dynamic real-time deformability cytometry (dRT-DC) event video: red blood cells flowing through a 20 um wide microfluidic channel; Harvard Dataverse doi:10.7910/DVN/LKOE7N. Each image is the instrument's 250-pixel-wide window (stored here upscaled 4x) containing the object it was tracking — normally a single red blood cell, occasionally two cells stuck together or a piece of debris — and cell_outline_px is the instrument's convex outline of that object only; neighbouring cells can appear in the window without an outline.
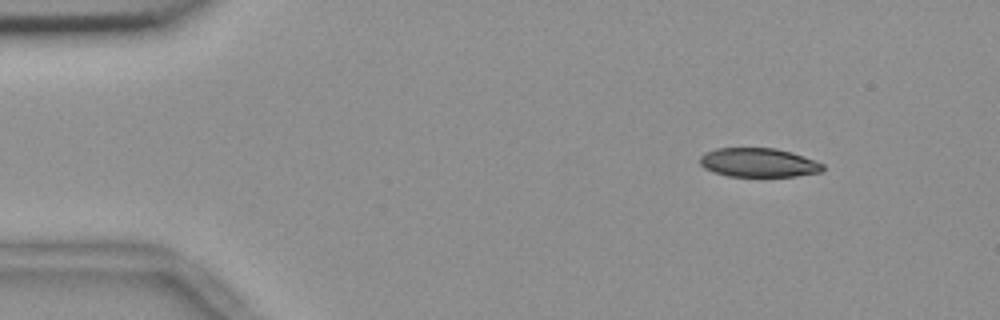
{"species": "common noctule bat (a hibernating species)", "species_latin": "Nyctalus noctula", "temperature_condition": "room temperature", "stored_images_in_passage": 3, "camera_frame_rate_fps": 3000, "um_per_image_px": 0.085, "animal": {"sex": "female", "body_mass_g": 18.4}, "frame": {"image": 1, "passage_image": 1, "time_ms": 0.0, "image_size_px": [1000, 320], "cell_outline_px": [[824, 168], [820, 172], [796, 176], [728, 176], [712, 172], [704, 168], [700, 164], [700, 156], [704, 152], [716, 148], [776, 148], [792, 152], [816, 160], [824, 164]], "centroid_in_image_um": [64.46, 13.81], "position_along_channel_um": 20.5, "area_um2": 20.92}}
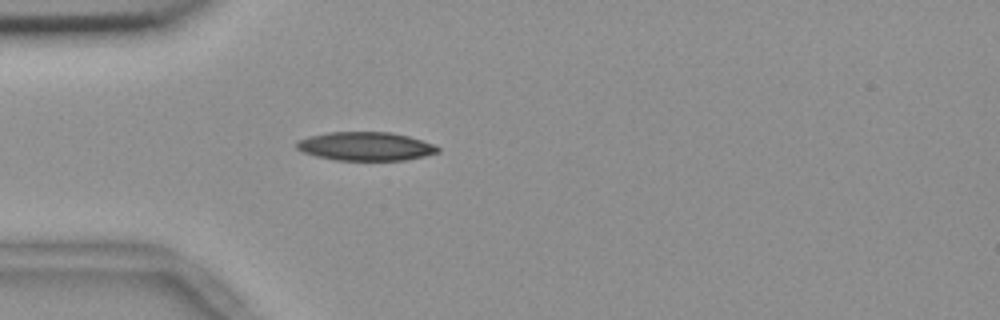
{"frame": {"image": 2, "passage_image": 3, "time_ms": 0.667, "image_size_px": [1000, 320], "cell_outline_px": [[440, 152], [424, 156], [404, 160], [336, 160], [316, 156], [304, 152], [296, 148], [296, 140], [308, 136], [328, 132], [392, 132], [408, 136], [432, 144], [440, 148]], "centroid_in_image_um": [31.05, 12.43], "position_along_channel_um": 54.0, "area_um2": 23.52}}